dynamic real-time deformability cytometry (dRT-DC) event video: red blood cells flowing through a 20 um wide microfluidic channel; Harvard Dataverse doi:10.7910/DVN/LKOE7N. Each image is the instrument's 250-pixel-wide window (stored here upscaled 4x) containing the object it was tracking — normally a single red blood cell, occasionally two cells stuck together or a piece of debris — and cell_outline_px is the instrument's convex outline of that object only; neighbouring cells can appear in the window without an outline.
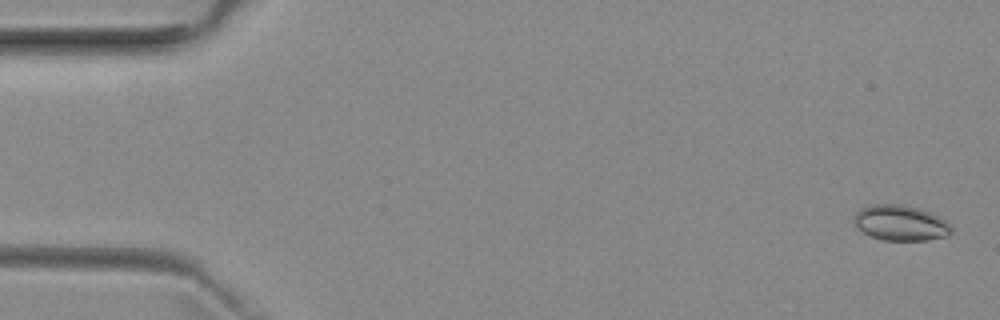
{"species": "common noctule bat (a hibernating species)", "species_latin": "Nyctalus noctula", "temperature_condition": "room temperature", "stored_images_in_passage": 28, "camera_frame_rate_fps": 3000, "um_per_image_px": 0.085, "animal": {"sex": "female", "body_mass_g": 29.2, "forearm_length_mm": 56.3}, "frame": {"image": 1, "passage_image": 2, "time_ms": 0.333, "image_size_px": [1000, 320], "cell_outline_px": [[952, 232], [948, 236], [928, 240], [884, 240], [872, 236], [856, 228], [852, 224], [852, 220], [856, 212], [860, 208], [872, 204], [900, 204], [920, 208], [944, 220], [952, 228]], "centroid_in_image_um": [76.5, 18.94], "position_along_channel_um": 8.5, "area_um2": 20.17}}
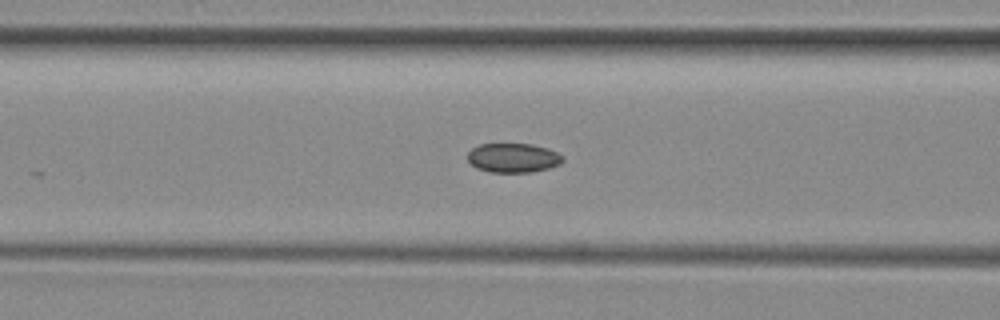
{"frame": {"image": 2, "passage_image": 21, "time_ms": 6.667, "image_size_px": [1000, 320], "cell_outline_px": [[564, 160], [560, 164], [548, 168], [532, 172], [488, 172], [476, 168], [468, 160], [468, 152], [472, 148], [480, 144], [532, 144], [548, 148], [564, 156]], "centroid_in_image_um": [43.63, 13.42], "position_along_channel_um": 123.0, "area_um2": 16.3}}
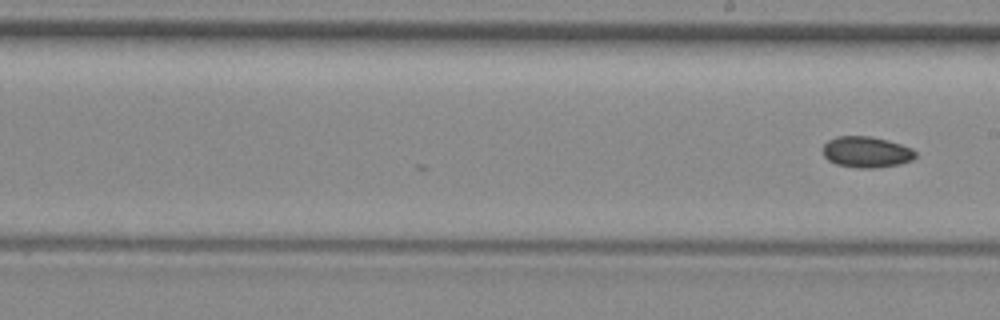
{"frame": {"image": 3, "passage_image": 28, "time_ms": 9.0, "image_size_px": [1000, 320], "cell_outline_px": [[916, 156], [912, 160], [900, 164], [876, 168], [856, 168], [836, 164], [828, 160], [824, 156], [824, 144], [828, 140], [836, 136], [872, 136], [888, 140], [912, 148], [916, 152]], "centroid_in_image_um": [73.66, 12.92], "position_along_channel_um": 215.3, "area_um2": 16.88}}